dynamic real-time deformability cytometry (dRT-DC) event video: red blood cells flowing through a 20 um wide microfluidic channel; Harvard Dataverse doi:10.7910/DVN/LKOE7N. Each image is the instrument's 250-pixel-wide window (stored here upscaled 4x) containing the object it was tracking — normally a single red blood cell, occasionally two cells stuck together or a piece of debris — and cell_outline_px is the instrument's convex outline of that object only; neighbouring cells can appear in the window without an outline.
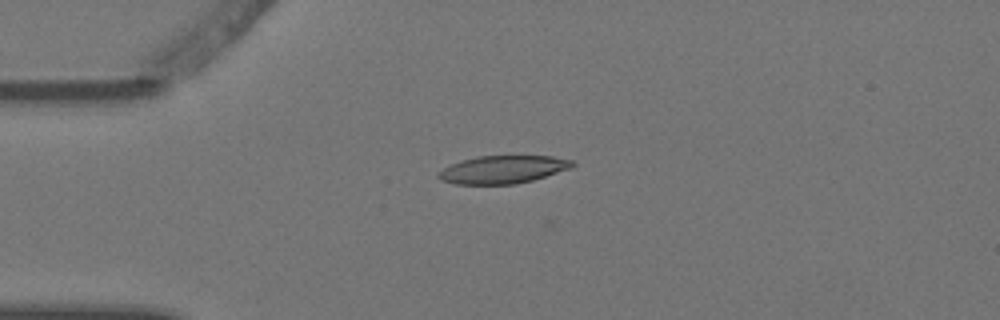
{"species": "Egyptian fruit bat (a non-hibernating species)", "species_latin": "Rousettus aegyptiacus", "temperature_condition": "warm", "stored_images_in_passage": 5, "camera_frame_rate_fps": 3000, "um_per_image_px": 0.085, "animal": {"sex": "female"}, "frame": {"image": 1, "passage_image": 4, "time_ms": 1.0, "image_size_px": [1000, 320], "cell_outline_px": [[576, 164], [572, 168], [532, 180], [516, 184], [456, 184], [440, 180], [436, 176], [436, 172], [452, 164], [476, 156], [552, 156], [572, 160]], "centroid_in_image_um": [42.74, 14.41], "position_along_channel_um": 42.3, "area_um2": 21.73}}